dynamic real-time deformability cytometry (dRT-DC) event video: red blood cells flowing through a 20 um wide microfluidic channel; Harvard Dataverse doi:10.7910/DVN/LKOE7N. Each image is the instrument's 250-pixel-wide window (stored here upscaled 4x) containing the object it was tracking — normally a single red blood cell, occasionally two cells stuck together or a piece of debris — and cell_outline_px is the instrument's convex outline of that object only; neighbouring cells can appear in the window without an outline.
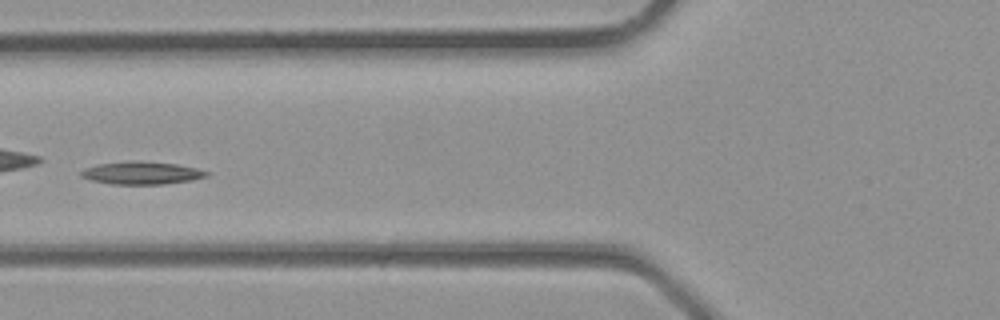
{"species": "common noctule bat (a hibernating species)", "species_latin": "Nyctalus noctula", "temperature_condition": "room temperature", "stored_images_in_passage": 4, "camera_frame_rate_fps": 3000, "um_per_image_px": 0.085, "animal": {"sex": "male", "body_mass_g": 23.1, "forearm_length_mm": 52.7}, "frame": {"image": 1, "passage_image": 4, "time_ms": 1.0, "image_size_px": [1000, 320], "cell_outline_px": [[208, 176], [192, 180], [164, 184], [112, 184], [92, 180], [80, 176], [80, 172], [84, 168], [100, 164], [128, 160], [132, 160], [176, 164], [196, 168], [208, 172]], "centroid_in_image_um": [12.02, 14.7], "position_along_channel_um": 113.8, "area_um2": 16.53}}